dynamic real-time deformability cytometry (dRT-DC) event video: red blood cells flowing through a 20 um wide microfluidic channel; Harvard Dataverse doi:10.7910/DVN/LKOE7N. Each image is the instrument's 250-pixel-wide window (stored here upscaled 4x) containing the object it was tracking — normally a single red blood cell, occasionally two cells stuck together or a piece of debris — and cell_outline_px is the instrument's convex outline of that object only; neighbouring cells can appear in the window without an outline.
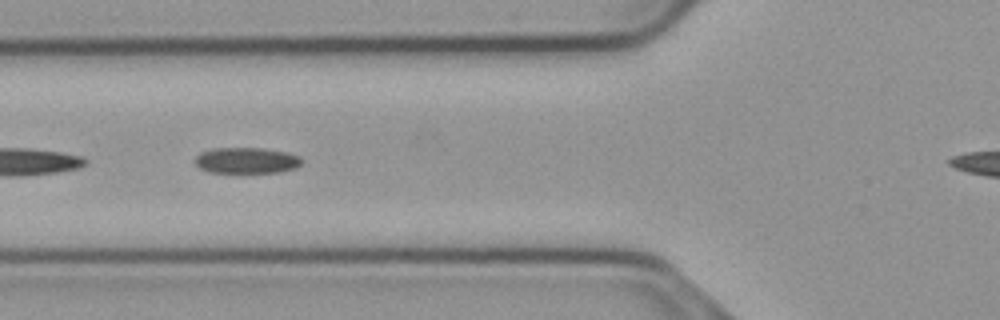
{"species": "common noctule bat (a hibernating species)", "species_latin": "Nyctalus noctula", "temperature_condition": "cold", "stored_images_in_passage": 13, "camera_frame_rate_fps": 3000, "um_per_image_px": 0.085, "animal": {"sex": "male", "body_mass_g": 23.1, "forearm_length_mm": 52.7}, "frame": {"image": 1, "passage_image": 3, "time_ms": 0.667, "image_size_px": [1000, 320], "cell_outline_px": [[304, 160], [296, 168], [280, 172], [208, 172], [200, 168], [196, 164], [196, 156], [200, 152], [212, 148], [264, 148], [288, 152], [300, 156]], "centroid_in_image_um": [20.99, 13.63], "position_along_channel_um": 104.8, "area_um2": 16.24}}
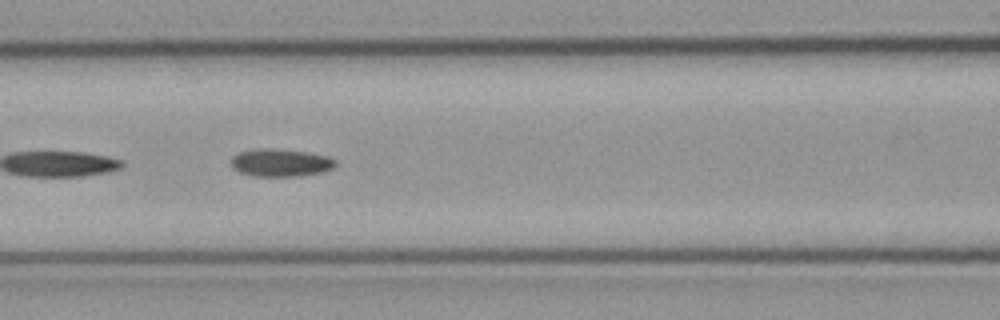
{"frame": {"image": 2, "passage_image": 6, "time_ms": 1.667, "image_size_px": [1000, 320], "cell_outline_px": [[336, 164], [332, 168], [320, 172], [300, 176], [256, 176], [240, 172], [232, 168], [232, 156], [236, 152], [256, 148], [276, 148], [304, 152], [328, 156], [336, 160]], "centroid_in_image_um": [23.81, 13.81], "position_along_channel_um": 142.8, "area_um2": 16.88}}
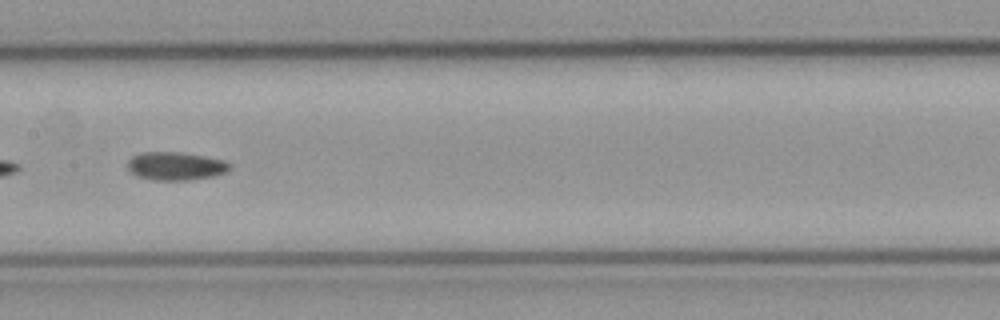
{"frame": {"image": 3, "passage_image": 10, "time_ms": 3.0, "image_size_px": [1000, 320], "cell_outline_px": [[232, 168], [228, 172], [216, 176], [188, 180], [152, 180], [140, 176], [132, 172], [128, 168], [128, 160], [132, 156], [144, 152], [180, 152], [204, 156], [224, 160], [232, 164]], "centroid_in_image_um": [15.0, 14.12], "position_along_channel_um": 192.4, "area_um2": 16.88}}